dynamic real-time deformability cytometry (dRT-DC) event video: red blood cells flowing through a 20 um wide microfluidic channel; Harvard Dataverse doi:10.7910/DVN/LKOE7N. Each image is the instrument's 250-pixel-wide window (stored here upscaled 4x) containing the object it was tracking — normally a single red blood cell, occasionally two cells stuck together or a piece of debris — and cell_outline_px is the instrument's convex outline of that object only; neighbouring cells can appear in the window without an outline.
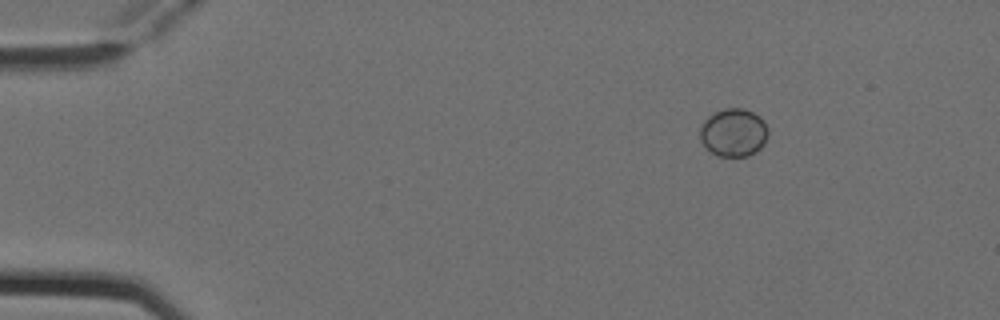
{"species": "Egyptian fruit bat (a non-hibernating species)", "species_latin": "Rousettus aegyptiacus", "temperature_condition": "cold", "stored_images_in_passage": 3, "camera_frame_rate_fps": 3000, "um_per_image_px": 0.085, "animal": {"sex": "female"}, "frame": {"image": 1, "passage_image": 1, "time_ms": 0.0, "image_size_px": [1000, 320], "cell_outline_px": [[768, 136], [764, 144], [756, 152], [748, 156], [716, 156], [700, 140], [700, 128], [704, 120], [708, 116], [724, 108], [744, 108], [760, 116], [764, 120], [768, 128]], "centroid_in_image_um": [62.38, 11.26], "position_along_channel_um": 22.6, "area_um2": 19.19}}